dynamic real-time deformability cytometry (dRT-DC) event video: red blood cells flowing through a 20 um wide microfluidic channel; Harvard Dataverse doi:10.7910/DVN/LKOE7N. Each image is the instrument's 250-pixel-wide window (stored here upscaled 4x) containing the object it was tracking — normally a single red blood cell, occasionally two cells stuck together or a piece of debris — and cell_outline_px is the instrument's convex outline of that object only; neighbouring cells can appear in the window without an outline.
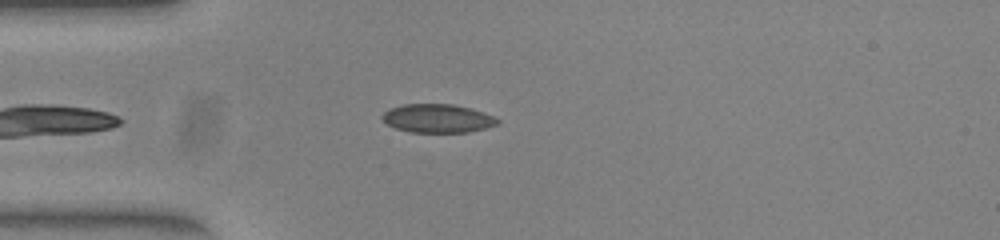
{"species": "common noctule bat (a hibernating species)", "species_latin": "Nyctalus noctula", "temperature_condition": "warm", "stored_images_in_passage": 40, "camera_frame_rate_fps": 3000, "um_per_image_px": 0.085, "animal": {"sex": "female", "body_mass_g": 23.0, "forearm_length_mm": 53.4}, "frame": {"image": 1, "passage_image": 5, "time_ms": 1.333, "image_size_px": [1000, 240], "cell_outline_px": [[500, 124], [488, 128], [468, 132], [412, 132], [396, 128], [388, 124], [380, 116], [388, 108], [404, 104], [452, 104], [468, 108], [492, 116], [500, 120]], "centroid_in_image_um": [37.19, 10.07], "position_along_channel_um": 47.8, "area_um2": 19.07}}
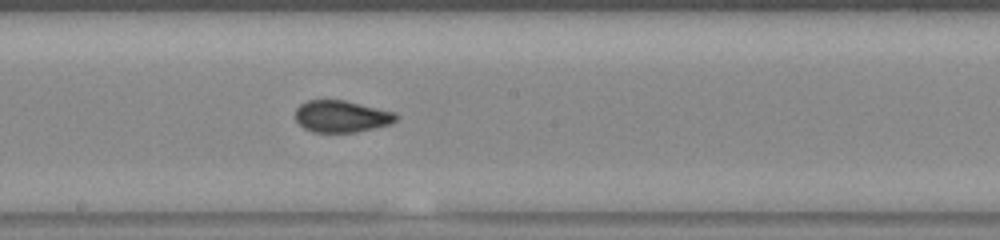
{"frame": {"image": 2, "passage_image": 19, "time_ms": 6.0, "image_size_px": [1000, 240], "cell_outline_px": [[400, 116], [392, 124], [356, 132], [312, 132], [304, 128], [296, 120], [296, 108], [300, 104], [308, 100], [344, 100], [396, 112]], "centroid_in_image_um": [29.06, 9.89], "position_along_channel_um": 219.1, "area_um2": 18.79}}
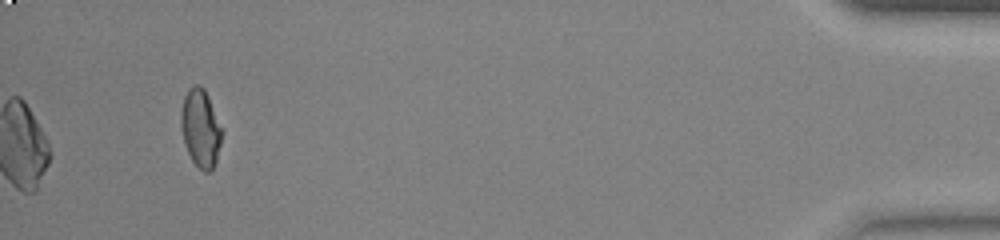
{"frame": {"image": 3, "passage_image": 40, "time_ms": 13.0, "image_size_px": [1000, 240], "cell_outline_px": [[224, 132], [216, 160], [212, 168], [208, 172], [204, 172], [192, 160], [184, 144], [180, 124], [180, 112], [184, 96], [188, 88], [196, 84], [200, 84], [204, 88], [208, 96]], "centroid_in_image_um": [17.04, 10.86], "position_along_channel_um": 418.2, "area_um2": 18.73}, "authors_computed_cell_mechanics": {"area_um2": 19.3341, "velocity_mm_per_s": 3.9431, "shape_relaxation_time_tau1_ms": null, "shape_relaxation_time_tau2_ms": 1.2275, "deformation_change_tau1": null, "deformation_change_tau2": 0.0535}}